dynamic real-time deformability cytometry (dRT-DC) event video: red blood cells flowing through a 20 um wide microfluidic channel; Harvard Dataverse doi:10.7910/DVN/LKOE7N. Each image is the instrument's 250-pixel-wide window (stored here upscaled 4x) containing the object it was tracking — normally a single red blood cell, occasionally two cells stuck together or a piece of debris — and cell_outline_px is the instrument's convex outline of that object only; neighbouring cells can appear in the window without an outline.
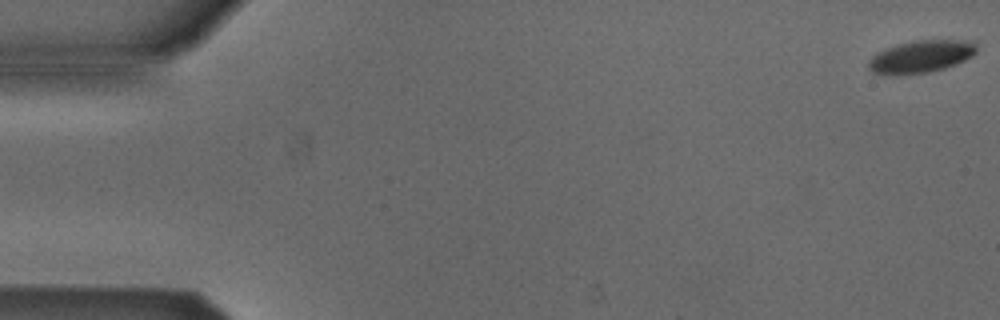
{"species": "Egyptian fruit bat (a non-hibernating species)", "species_latin": "Rousettus aegyptiacus", "temperature_condition": "cold", "stored_images_in_passage": 54, "camera_frame_rate_fps": 3000, "um_per_image_px": 0.085, "animal": {"sex": "male"}, "frame": {"image": 1, "passage_image": 1, "time_ms": 0.0, "image_size_px": [1000, 320], "cell_outline_px": [[976, 52], [972, 56], [956, 64], [944, 68], [928, 72], [872, 72], [868, 68], [868, 60], [876, 52], [884, 48], [912, 40], [976, 40]], "centroid_in_image_um": [78.34, 4.74], "position_along_channel_um": 6.7, "area_um2": 19.94}}
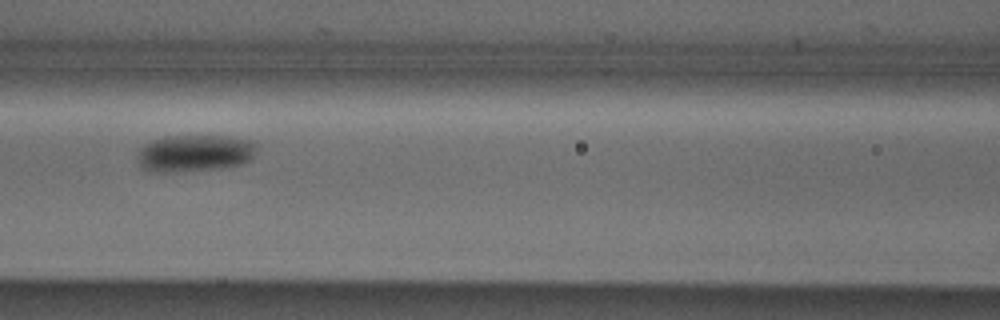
{"frame": {"image": 2, "passage_image": 24, "time_ms": 7.667, "image_size_px": [1000, 320], "cell_outline_px": [[260, 144], [252, 160], [228, 168], [172, 172], [152, 172], [144, 168], [140, 164], [136, 156], [140, 148], [144, 144], [152, 140], [164, 136], [228, 136], [256, 140]], "centroid_in_image_um": [16.63, 13.01], "position_along_channel_um": 150.0, "area_um2": 26.41}}
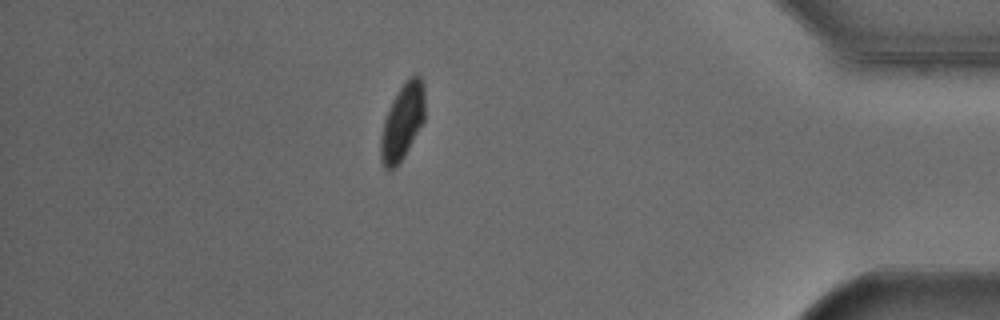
{"frame": {"image": 3, "passage_image": 47, "time_ms": 15.333, "image_size_px": [1000, 320], "cell_outline_px": [[424, 120], [404, 156], [392, 172], [388, 172], [384, 168], [380, 160], [380, 136], [384, 120], [392, 100], [408, 76], [416, 72], [420, 76], [424, 84]], "centroid_in_image_um": [34.19, 10.36], "position_along_channel_um": 401.0, "area_um2": 19.83}, "authors_computed_cell_mechanics": {"area_um2": 22.542, "velocity_mm_per_s": 3.8331, "shape_relaxation_time_tau1_ms": 2.7366, "shape_relaxation_time_tau2_ms": null, "deformation_change_tau1": 0.082, "deformation_change_tau2": null}}